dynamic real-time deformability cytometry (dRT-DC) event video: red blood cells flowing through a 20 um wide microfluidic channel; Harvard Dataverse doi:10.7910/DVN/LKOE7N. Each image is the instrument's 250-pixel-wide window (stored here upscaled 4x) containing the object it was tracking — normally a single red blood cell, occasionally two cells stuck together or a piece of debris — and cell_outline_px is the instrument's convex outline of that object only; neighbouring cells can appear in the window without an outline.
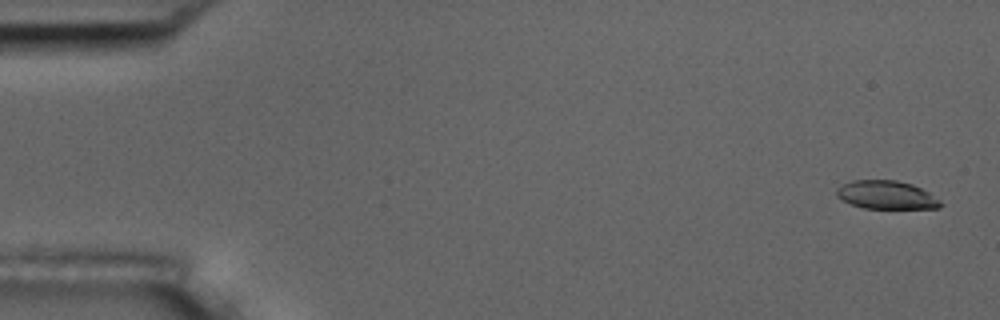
{"species": "common noctule bat (a hibernating species)", "species_latin": "Nyctalus noctula", "temperature_condition": "room temperature", "stored_images_in_passage": 8, "camera_frame_rate_fps": 3000, "um_per_image_px": 0.085, "animal": {"sex": "male", "body_mass_g": 17.5, "forearm_length_mm": 52.3}, "frame": {"image": 1, "passage_image": 1, "time_ms": 0.0, "image_size_px": [1000, 320], "cell_outline_px": [[944, 204], [940, 208], [864, 208], [852, 204], [836, 196], [836, 188], [852, 180], [896, 180], [912, 184], [928, 192], [940, 200]], "centroid_in_image_um": [75.36, 16.57], "position_along_channel_um": 9.6, "area_um2": 17.05}}
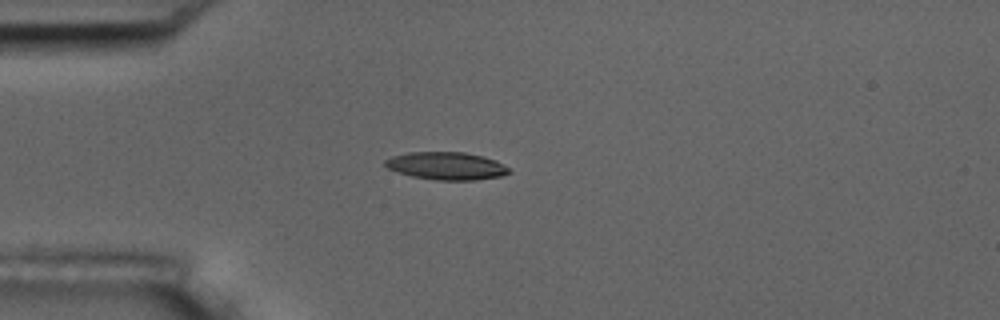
{"frame": {"image": 2, "passage_image": 4, "time_ms": 4.333, "image_size_px": [1000, 320], "cell_outline_px": [[512, 172], [500, 176], [476, 180], [436, 180], [412, 176], [388, 168], [384, 164], [384, 160], [392, 156], [408, 152], [464, 152], [496, 160], [512, 168]], "centroid_in_image_um": [37.99, 14.1], "position_along_channel_um": 47.0, "area_um2": 20.0}}
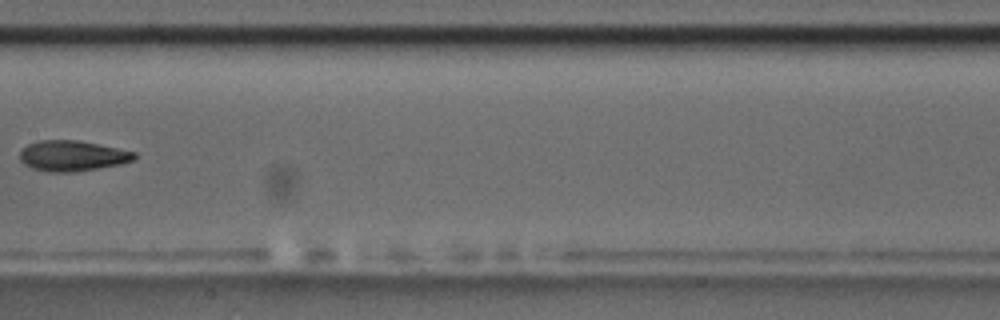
{"frame": {"image": 3, "passage_image": 8, "time_ms": 9.0, "image_size_px": [1000, 320], "cell_outline_px": [[136, 156], [132, 160], [120, 164], [76, 172], [48, 172], [32, 168], [24, 164], [20, 160], [20, 152], [28, 144], [36, 140], [80, 140], [136, 152]], "centroid_in_image_um": [6.13, 13.24], "position_along_channel_um": 201.3, "area_um2": 20.4}}